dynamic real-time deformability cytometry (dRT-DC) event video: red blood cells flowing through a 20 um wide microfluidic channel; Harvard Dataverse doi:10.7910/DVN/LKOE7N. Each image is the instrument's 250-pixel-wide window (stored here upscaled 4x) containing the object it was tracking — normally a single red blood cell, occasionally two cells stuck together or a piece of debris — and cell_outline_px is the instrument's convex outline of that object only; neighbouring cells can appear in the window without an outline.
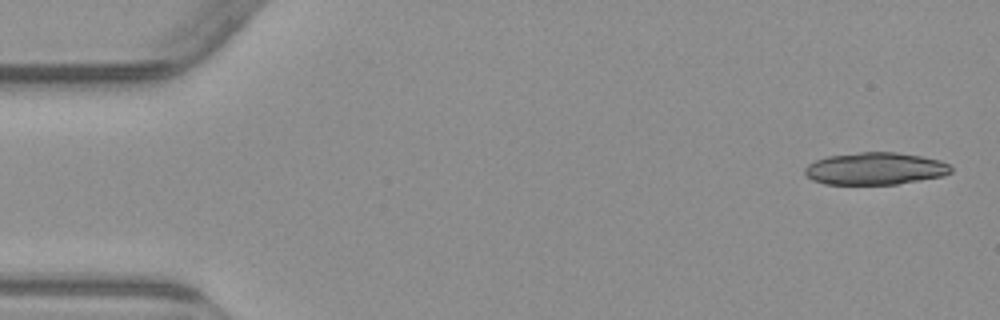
{"species": "common noctule bat (a hibernating species)", "species_latin": "Nyctalus noctula", "temperature_condition": "warm", "stored_images_in_passage": 7, "camera_frame_rate_fps": 3000, "um_per_image_px": 0.085, "animal": {"sex": "male", "body_mass_g": 23.1, "forearm_length_mm": 52.7}, "frame": {"image": 1, "passage_image": 1, "time_ms": 0.0, "image_size_px": [1000, 320], "cell_outline_px": [[952, 172], [944, 176], [896, 184], [824, 184], [812, 180], [804, 172], [804, 168], [808, 164], [816, 160], [828, 156], [860, 152], [896, 152], [920, 156], [940, 160], [948, 164], [952, 168]], "centroid_in_image_um": [74.39, 14.33], "position_along_channel_um": 10.6, "area_um2": 27.46}}